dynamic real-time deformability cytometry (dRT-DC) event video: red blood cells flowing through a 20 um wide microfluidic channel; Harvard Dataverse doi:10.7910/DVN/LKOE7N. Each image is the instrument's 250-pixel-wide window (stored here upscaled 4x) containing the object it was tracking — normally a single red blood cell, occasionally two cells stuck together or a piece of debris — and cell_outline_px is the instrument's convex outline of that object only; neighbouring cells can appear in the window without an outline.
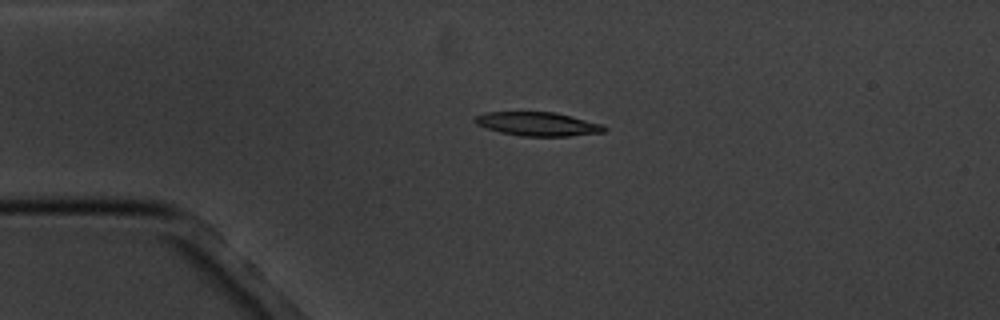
{"species": "common noctule bat (a hibernating species)", "species_latin": "Nyctalus noctula", "temperature_condition": "cold", "stored_images_in_passage": 4, "camera_frame_rate_fps": 3000, "um_per_image_px": 0.085, "animal": {"sex": "male", "body_mass_g": 20.1, "forearm_length_mm": 53.5}, "frame": {"image": 1, "passage_image": 3, "time_ms": 3.333, "image_size_px": [1000, 320], "cell_outline_px": [[608, 128], [604, 132], [568, 136], [520, 136], [500, 132], [484, 128], [476, 124], [472, 120], [476, 116], [484, 112], [556, 112], [604, 124]], "centroid_in_image_um": [45.71, 10.54], "position_along_channel_um": 39.3, "area_um2": 18.15}}